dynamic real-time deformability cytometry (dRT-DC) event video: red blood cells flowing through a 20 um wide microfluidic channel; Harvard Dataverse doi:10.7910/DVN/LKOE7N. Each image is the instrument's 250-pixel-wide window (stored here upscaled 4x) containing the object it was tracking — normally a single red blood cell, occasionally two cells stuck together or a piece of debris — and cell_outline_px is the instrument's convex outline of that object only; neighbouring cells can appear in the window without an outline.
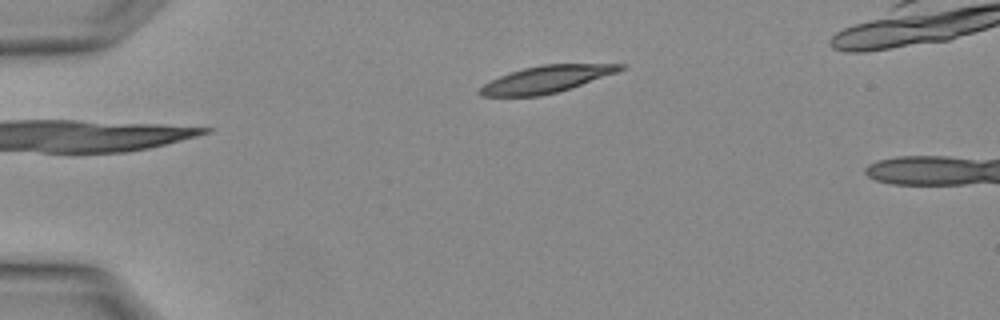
{"species": "Egyptian fruit bat (a non-hibernating species)", "species_latin": "Rousettus aegyptiacus", "temperature_condition": "warm", "stored_images_in_passage": 3, "camera_frame_rate_fps": 3000, "um_per_image_px": 0.085, "animal": {"sex": "female"}, "frame": {"image": 1, "passage_image": 3, "time_ms": 0.667, "image_size_px": [1000, 320], "cell_outline_px": [[628, 68], [572, 88], [540, 96], [480, 96], [480, 88], [484, 84], [500, 76], [524, 68], [544, 64], [628, 64]], "centroid_in_image_um": [46.51, 6.73], "position_along_channel_um": 38.5, "area_um2": 21.85}}